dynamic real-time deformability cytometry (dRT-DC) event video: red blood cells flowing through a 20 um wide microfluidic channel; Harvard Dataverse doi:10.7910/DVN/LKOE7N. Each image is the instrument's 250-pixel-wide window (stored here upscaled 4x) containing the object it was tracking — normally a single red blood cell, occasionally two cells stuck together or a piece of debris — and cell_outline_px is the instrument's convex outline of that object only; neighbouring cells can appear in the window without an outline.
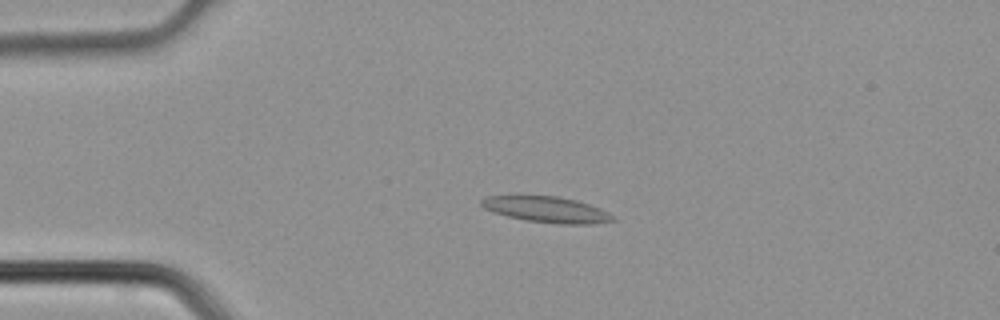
{"species": "common noctule bat (a hibernating species)", "species_latin": "Nyctalus noctula", "temperature_condition": "cold", "stored_images_in_passage": 4, "camera_frame_rate_fps": 3000, "um_per_image_px": 0.085, "animal": {"sex": "male", "body_mass_g": 21.5, "forearm_length_mm": 52.0}, "frame": {"image": 1, "passage_image": 2, "time_ms": 0.333, "image_size_px": [1000, 320], "cell_outline_px": [[616, 220], [592, 224], [560, 224], [528, 220], [508, 216], [492, 212], [484, 208], [480, 204], [480, 200], [484, 196], [520, 192], [556, 196], [576, 200], [600, 208], [608, 212]], "centroid_in_image_um": [46.33, 17.74], "position_along_channel_um": 38.7, "area_um2": 20.69}}
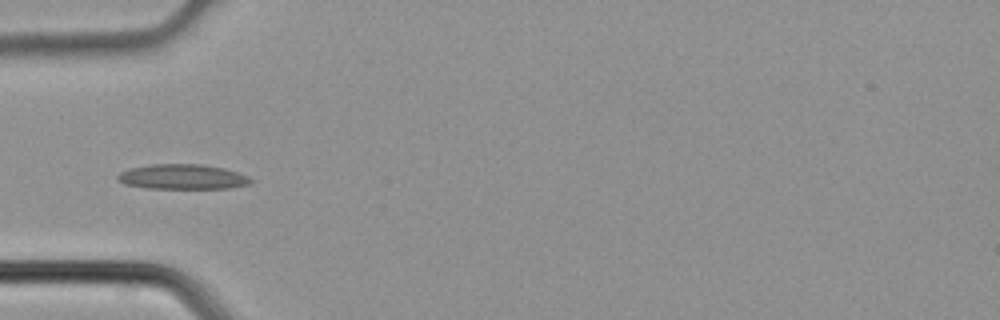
{"frame": {"image": 2, "passage_image": 3, "time_ms": 0.667, "image_size_px": [1000, 320], "cell_outline_px": [[252, 180], [248, 184], [228, 188], [148, 188], [124, 184], [116, 180], [116, 176], [120, 172], [128, 168], [152, 164], [200, 164], [224, 168], [248, 176]], "centroid_in_image_um": [15.45, 15.02], "position_along_channel_um": 69.6, "area_um2": 19.31}}
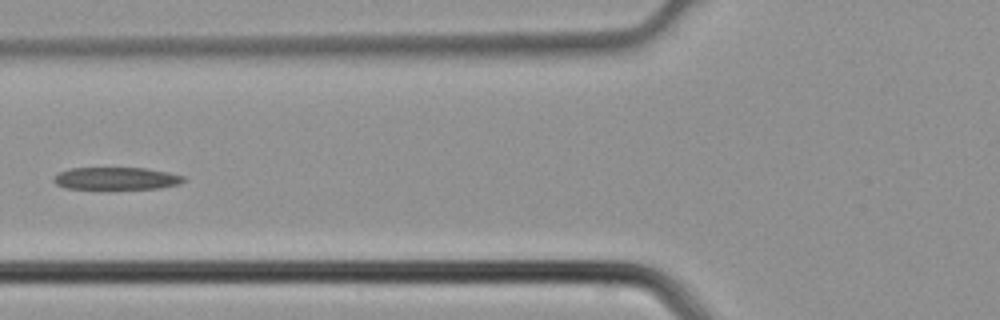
{"frame": {"image": 3, "passage_image": 4, "time_ms": 1.0, "image_size_px": [1000, 320], "cell_outline_px": [[188, 180], [180, 184], [160, 188], [64, 188], [56, 184], [52, 180], [60, 172], [68, 168], [144, 168], [168, 172], [184, 176]], "centroid_in_image_um": [9.92, 15.16], "position_along_channel_um": 115.9, "area_um2": 16.82}}